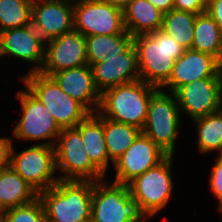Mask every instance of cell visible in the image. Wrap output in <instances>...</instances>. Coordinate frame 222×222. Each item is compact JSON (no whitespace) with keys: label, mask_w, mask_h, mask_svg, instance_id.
Here are the masks:
<instances>
[{"label":"cell","mask_w":222,"mask_h":222,"mask_svg":"<svg viewBox=\"0 0 222 222\" xmlns=\"http://www.w3.org/2000/svg\"><path fill=\"white\" fill-rule=\"evenodd\" d=\"M103 1L123 9L130 0H103Z\"/></svg>","instance_id":"obj_36"},{"label":"cell","mask_w":222,"mask_h":222,"mask_svg":"<svg viewBox=\"0 0 222 222\" xmlns=\"http://www.w3.org/2000/svg\"><path fill=\"white\" fill-rule=\"evenodd\" d=\"M192 49L210 54L222 63V30L207 12L196 16Z\"/></svg>","instance_id":"obj_24"},{"label":"cell","mask_w":222,"mask_h":222,"mask_svg":"<svg viewBox=\"0 0 222 222\" xmlns=\"http://www.w3.org/2000/svg\"><path fill=\"white\" fill-rule=\"evenodd\" d=\"M167 156L168 154L141 132L112 165L116 170L113 182L127 185L137 176L158 165Z\"/></svg>","instance_id":"obj_12"},{"label":"cell","mask_w":222,"mask_h":222,"mask_svg":"<svg viewBox=\"0 0 222 222\" xmlns=\"http://www.w3.org/2000/svg\"><path fill=\"white\" fill-rule=\"evenodd\" d=\"M13 140L7 137H0V170L10 166V150Z\"/></svg>","instance_id":"obj_32"},{"label":"cell","mask_w":222,"mask_h":222,"mask_svg":"<svg viewBox=\"0 0 222 222\" xmlns=\"http://www.w3.org/2000/svg\"><path fill=\"white\" fill-rule=\"evenodd\" d=\"M220 154L217 158L221 159L222 160V146H221V149L219 150V153Z\"/></svg>","instance_id":"obj_39"},{"label":"cell","mask_w":222,"mask_h":222,"mask_svg":"<svg viewBox=\"0 0 222 222\" xmlns=\"http://www.w3.org/2000/svg\"><path fill=\"white\" fill-rule=\"evenodd\" d=\"M206 12L222 30V0H211L206 4Z\"/></svg>","instance_id":"obj_33"},{"label":"cell","mask_w":222,"mask_h":222,"mask_svg":"<svg viewBox=\"0 0 222 222\" xmlns=\"http://www.w3.org/2000/svg\"><path fill=\"white\" fill-rule=\"evenodd\" d=\"M5 214H6V209L4 208V206L0 202V221L4 220Z\"/></svg>","instance_id":"obj_37"},{"label":"cell","mask_w":222,"mask_h":222,"mask_svg":"<svg viewBox=\"0 0 222 222\" xmlns=\"http://www.w3.org/2000/svg\"><path fill=\"white\" fill-rule=\"evenodd\" d=\"M92 180H59L41 191L47 222H85L91 219Z\"/></svg>","instance_id":"obj_2"},{"label":"cell","mask_w":222,"mask_h":222,"mask_svg":"<svg viewBox=\"0 0 222 222\" xmlns=\"http://www.w3.org/2000/svg\"><path fill=\"white\" fill-rule=\"evenodd\" d=\"M55 144L56 170L63 175L61 180L98 181L104 175L90 160L80 132L75 128L61 129Z\"/></svg>","instance_id":"obj_8"},{"label":"cell","mask_w":222,"mask_h":222,"mask_svg":"<svg viewBox=\"0 0 222 222\" xmlns=\"http://www.w3.org/2000/svg\"><path fill=\"white\" fill-rule=\"evenodd\" d=\"M16 95L17 100L20 101L23 115L13 129L14 138L35 141L48 139L41 144L54 147L61 129L47 107L27 88Z\"/></svg>","instance_id":"obj_11"},{"label":"cell","mask_w":222,"mask_h":222,"mask_svg":"<svg viewBox=\"0 0 222 222\" xmlns=\"http://www.w3.org/2000/svg\"><path fill=\"white\" fill-rule=\"evenodd\" d=\"M103 131L109 159L114 164L132 145L142 129L103 117Z\"/></svg>","instance_id":"obj_25"},{"label":"cell","mask_w":222,"mask_h":222,"mask_svg":"<svg viewBox=\"0 0 222 222\" xmlns=\"http://www.w3.org/2000/svg\"><path fill=\"white\" fill-rule=\"evenodd\" d=\"M21 80L47 107L60 129L73 128L90 114L80 102L67 95L51 76L33 72L23 76Z\"/></svg>","instance_id":"obj_5"},{"label":"cell","mask_w":222,"mask_h":222,"mask_svg":"<svg viewBox=\"0 0 222 222\" xmlns=\"http://www.w3.org/2000/svg\"><path fill=\"white\" fill-rule=\"evenodd\" d=\"M75 128L80 132L90 160L105 175L110 159L104 139L103 116L98 111L90 113Z\"/></svg>","instance_id":"obj_20"},{"label":"cell","mask_w":222,"mask_h":222,"mask_svg":"<svg viewBox=\"0 0 222 222\" xmlns=\"http://www.w3.org/2000/svg\"><path fill=\"white\" fill-rule=\"evenodd\" d=\"M66 1L76 2V1H81V0H66Z\"/></svg>","instance_id":"obj_40"},{"label":"cell","mask_w":222,"mask_h":222,"mask_svg":"<svg viewBox=\"0 0 222 222\" xmlns=\"http://www.w3.org/2000/svg\"><path fill=\"white\" fill-rule=\"evenodd\" d=\"M74 30L84 36L129 33L124 24L123 9L103 0L73 2Z\"/></svg>","instance_id":"obj_10"},{"label":"cell","mask_w":222,"mask_h":222,"mask_svg":"<svg viewBox=\"0 0 222 222\" xmlns=\"http://www.w3.org/2000/svg\"><path fill=\"white\" fill-rule=\"evenodd\" d=\"M216 163L210 174V188L212 193L216 196L219 203L222 202V160L217 158Z\"/></svg>","instance_id":"obj_30"},{"label":"cell","mask_w":222,"mask_h":222,"mask_svg":"<svg viewBox=\"0 0 222 222\" xmlns=\"http://www.w3.org/2000/svg\"><path fill=\"white\" fill-rule=\"evenodd\" d=\"M196 16L191 12L172 9L164 13L161 30L174 38L186 50L191 49Z\"/></svg>","instance_id":"obj_26"},{"label":"cell","mask_w":222,"mask_h":222,"mask_svg":"<svg viewBox=\"0 0 222 222\" xmlns=\"http://www.w3.org/2000/svg\"><path fill=\"white\" fill-rule=\"evenodd\" d=\"M159 89L141 79L108 88L101 93L98 112L112 121L143 129L150 99Z\"/></svg>","instance_id":"obj_3"},{"label":"cell","mask_w":222,"mask_h":222,"mask_svg":"<svg viewBox=\"0 0 222 222\" xmlns=\"http://www.w3.org/2000/svg\"><path fill=\"white\" fill-rule=\"evenodd\" d=\"M85 36L75 30L45 42V60L40 73H53L87 65Z\"/></svg>","instance_id":"obj_13"},{"label":"cell","mask_w":222,"mask_h":222,"mask_svg":"<svg viewBox=\"0 0 222 222\" xmlns=\"http://www.w3.org/2000/svg\"><path fill=\"white\" fill-rule=\"evenodd\" d=\"M168 155L158 165L129 182L128 188L147 217H153L166 207L173 191L172 160Z\"/></svg>","instance_id":"obj_7"},{"label":"cell","mask_w":222,"mask_h":222,"mask_svg":"<svg viewBox=\"0 0 222 222\" xmlns=\"http://www.w3.org/2000/svg\"><path fill=\"white\" fill-rule=\"evenodd\" d=\"M147 215L131 197L128 185L98 180L93 183L91 222H146Z\"/></svg>","instance_id":"obj_4"},{"label":"cell","mask_w":222,"mask_h":222,"mask_svg":"<svg viewBox=\"0 0 222 222\" xmlns=\"http://www.w3.org/2000/svg\"><path fill=\"white\" fill-rule=\"evenodd\" d=\"M221 62L214 56L187 49L174 62L168 80L161 88H168L170 93H175L181 86L204 78L218 77Z\"/></svg>","instance_id":"obj_16"},{"label":"cell","mask_w":222,"mask_h":222,"mask_svg":"<svg viewBox=\"0 0 222 222\" xmlns=\"http://www.w3.org/2000/svg\"><path fill=\"white\" fill-rule=\"evenodd\" d=\"M174 9L198 15L206 12V3L204 0H174Z\"/></svg>","instance_id":"obj_31"},{"label":"cell","mask_w":222,"mask_h":222,"mask_svg":"<svg viewBox=\"0 0 222 222\" xmlns=\"http://www.w3.org/2000/svg\"><path fill=\"white\" fill-rule=\"evenodd\" d=\"M180 111L190 119L218 112L219 83L217 77L204 78L181 86L175 93Z\"/></svg>","instance_id":"obj_18"},{"label":"cell","mask_w":222,"mask_h":222,"mask_svg":"<svg viewBox=\"0 0 222 222\" xmlns=\"http://www.w3.org/2000/svg\"><path fill=\"white\" fill-rule=\"evenodd\" d=\"M10 150V166L38 193L55 185L60 179L55 177V147L36 144L22 152Z\"/></svg>","instance_id":"obj_9"},{"label":"cell","mask_w":222,"mask_h":222,"mask_svg":"<svg viewBox=\"0 0 222 222\" xmlns=\"http://www.w3.org/2000/svg\"><path fill=\"white\" fill-rule=\"evenodd\" d=\"M39 193L9 166L0 170V202L5 209L30 203Z\"/></svg>","instance_id":"obj_22"},{"label":"cell","mask_w":222,"mask_h":222,"mask_svg":"<svg viewBox=\"0 0 222 222\" xmlns=\"http://www.w3.org/2000/svg\"><path fill=\"white\" fill-rule=\"evenodd\" d=\"M31 24L45 42L74 30L73 2L33 0Z\"/></svg>","instance_id":"obj_14"},{"label":"cell","mask_w":222,"mask_h":222,"mask_svg":"<svg viewBox=\"0 0 222 222\" xmlns=\"http://www.w3.org/2000/svg\"><path fill=\"white\" fill-rule=\"evenodd\" d=\"M87 61L91 67L95 63L102 62L108 54H122L133 44L134 37L130 33L113 35L85 36Z\"/></svg>","instance_id":"obj_23"},{"label":"cell","mask_w":222,"mask_h":222,"mask_svg":"<svg viewBox=\"0 0 222 222\" xmlns=\"http://www.w3.org/2000/svg\"><path fill=\"white\" fill-rule=\"evenodd\" d=\"M218 83H219V104L220 110L222 111V64L218 71Z\"/></svg>","instance_id":"obj_35"},{"label":"cell","mask_w":222,"mask_h":222,"mask_svg":"<svg viewBox=\"0 0 222 222\" xmlns=\"http://www.w3.org/2000/svg\"><path fill=\"white\" fill-rule=\"evenodd\" d=\"M96 88L104 90L140 79L137 50L133 44L122 54H108L92 67Z\"/></svg>","instance_id":"obj_17"},{"label":"cell","mask_w":222,"mask_h":222,"mask_svg":"<svg viewBox=\"0 0 222 222\" xmlns=\"http://www.w3.org/2000/svg\"><path fill=\"white\" fill-rule=\"evenodd\" d=\"M217 210H218L219 212H221V215H222V202L218 204Z\"/></svg>","instance_id":"obj_38"},{"label":"cell","mask_w":222,"mask_h":222,"mask_svg":"<svg viewBox=\"0 0 222 222\" xmlns=\"http://www.w3.org/2000/svg\"><path fill=\"white\" fill-rule=\"evenodd\" d=\"M51 77L67 95L80 102L90 113L98 111L101 93L95 86L90 65L65 69L53 73Z\"/></svg>","instance_id":"obj_19"},{"label":"cell","mask_w":222,"mask_h":222,"mask_svg":"<svg viewBox=\"0 0 222 222\" xmlns=\"http://www.w3.org/2000/svg\"><path fill=\"white\" fill-rule=\"evenodd\" d=\"M13 56L35 63L28 73L40 72L45 60V41L33 25L0 32V57Z\"/></svg>","instance_id":"obj_15"},{"label":"cell","mask_w":222,"mask_h":222,"mask_svg":"<svg viewBox=\"0 0 222 222\" xmlns=\"http://www.w3.org/2000/svg\"><path fill=\"white\" fill-rule=\"evenodd\" d=\"M33 0H0V32L31 24Z\"/></svg>","instance_id":"obj_28"},{"label":"cell","mask_w":222,"mask_h":222,"mask_svg":"<svg viewBox=\"0 0 222 222\" xmlns=\"http://www.w3.org/2000/svg\"><path fill=\"white\" fill-rule=\"evenodd\" d=\"M154 7L160 10L162 13L174 9V0H148Z\"/></svg>","instance_id":"obj_34"},{"label":"cell","mask_w":222,"mask_h":222,"mask_svg":"<svg viewBox=\"0 0 222 222\" xmlns=\"http://www.w3.org/2000/svg\"><path fill=\"white\" fill-rule=\"evenodd\" d=\"M180 113L174 93L167 94L160 88L151 97L142 132L168 155L174 156Z\"/></svg>","instance_id":"obj_6"},{"label":"cell","mask_w":222,"mask_h":222,"mask_svg":"<svg viewBox=\"0 0 222 222\" xmlns=\"http://www.w3.org/2000/svg\"><path fill=\"white\" fill-rule=\"evenodd\" d=\"M3 222H47L42 201L38 197L30 203L6 209Z\"/></svg>","instance_id":"obj_29"},{"label":"cell","mask_w":222,"mask_h":222,"mask_svg":"<svg viewBox=\"0 0 222 222\" xmlns=\"http://www.w3.org/2000/svg\"><path fill=\"white\" fill-rule=\"evenodd\" d=\"M163 15L148 0H130L123 8L125 28L133 37L161 29Z\"/></svg>","instance_id":"obj_21"},{"label":"cell","mask_w":222,"mask_h":222,"mask_svg":"<svg viewBox=\"0 0 222 222\" xmlns=\"http://www.w3.org/2000/svg\"><path fill=\"white\" fill-rule=\"evenodd\" d=\"M140 79L160 88L170 77L174 62L185 52L161 29L134 37Z\"/></svg>","instance_id":"obj_1"},{"label":"cell","mask_w":222,"mask_h":222,"mask_svg":"<svg viewBox=\"0 0 222 222\" xmlns=\"http://www.w3.org/2000/svg\"><path fill=\"white\" fill-rule=\"evenodd\" d=\"M197 126V148L199 152L219 151L222 146V111L193 119Z\"/></svg>","instance_id":"obj_27"}]
</instances>
